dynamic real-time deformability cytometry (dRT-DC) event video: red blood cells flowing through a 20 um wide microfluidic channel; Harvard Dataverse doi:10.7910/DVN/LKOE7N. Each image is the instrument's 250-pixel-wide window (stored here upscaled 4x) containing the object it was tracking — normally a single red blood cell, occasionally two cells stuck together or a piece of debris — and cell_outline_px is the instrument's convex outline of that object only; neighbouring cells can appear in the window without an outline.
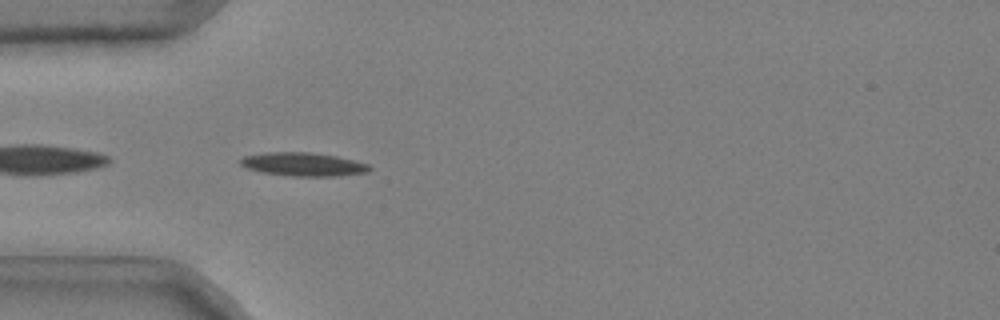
{"species": "common noctule bat (a hibernating species)", "species_latin": "Nyctalus noctula", "temperature_condition": "cold", "stored_images_in_passage": 38, "camera_frame_rate_fps": 3000, "um_per_image_px": 0.085, "animal": {"sex": "male", "body_mass_g": 20.4}, "frame": {"image": 1, "passage_image": 2, "time_ms": 0.333, "image_size_px": [1000, 320], "cell_outline_px": [[372, 168], [368, 172], [340, 176], [292, 176], [260, 172], [244, 168], [240, 164], [240, 160], [244, 156], [264, 152], [312, 152], [336, 156], [368, 164]], "centroid_in_image_um": [25.74, 13.97], "position_along_channel_um": 59.3, "area_um2": 17.8}}
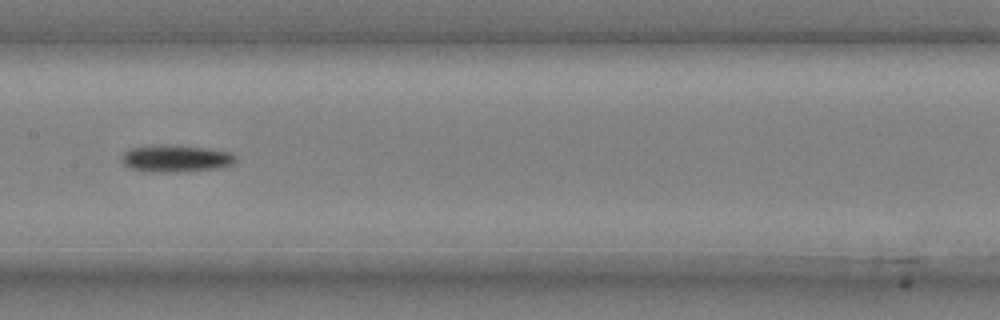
{"frame": {"image": 2, "passage_image": 13, "time_ms": 4.0, "image_size_px": [1000, 320], "cell_outline_px": [[236, 160], [232, 164], [224, 168], [180, 172], [148, 172], [128, 168], [120, 160], [120, 156], [128, 148], [160, 144], [176, 144], [208, 148], [232, 152], [236, 156]], "centroid_in_image_um": [14.94, 13.46], "position_along_channel_um": 192.5, "area_um2": 18.73}}
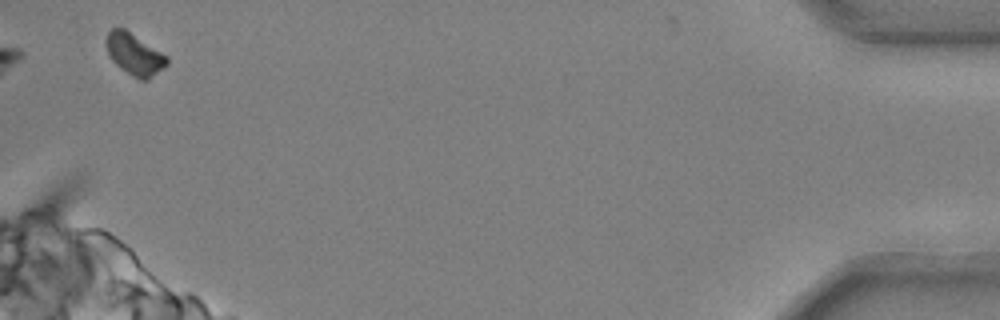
{"frame": {"image": 3, "passage_image": 37, "time_ms": 12.0, "image_size_px": [1000, 320], "cell_outline_px": [[168, 64], [164, 68], [148, 80], [140, 80], [132, 76], [120, 68], [108, 56], [104, 40], [108, 32], [112, 28], [124, 28], [168, 56]], "centroid_in_image_um": [11.42, 4.62], "position_along_channel_um": 423.8, "area_um2": 14.91}, "authors_computed_cell_mechanics": {"area_um2": 16.7331, "velocity_mm_per_s": 3.7168, "shape_relaxation_time_tau1_ms": 5.3463, "shape_relaxation_time_tau2_ms": null, "deformation_change_tau1": 0.2036, "deformation_change_tau2": null}}